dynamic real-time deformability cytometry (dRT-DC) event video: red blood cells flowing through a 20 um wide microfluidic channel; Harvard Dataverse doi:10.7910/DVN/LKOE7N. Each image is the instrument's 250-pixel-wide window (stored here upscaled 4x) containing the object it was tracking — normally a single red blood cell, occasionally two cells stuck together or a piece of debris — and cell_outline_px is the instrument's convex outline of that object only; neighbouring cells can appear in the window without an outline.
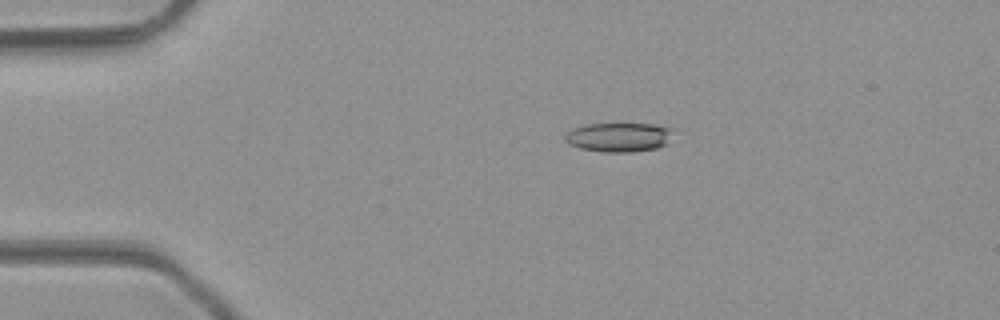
{"species": "common noctule bat (a hibernating species)", "species_latin": "Nyctalus noctula", "temperature_condition": "room temperature", "stored_images_in_passage": 39, "camera_frame_rate_fps": 3000, "um_per_image_px": 0.085, "animal": {"sex": "male", "body_mass_g": 23.1, "forearm_length_mm": 52.7}, "frame": {"image": 1, "passage_image": 1, "time_ms": 0.0, "image_size_px": [1000, 320], "cell_outline_px": [[676, 128], [668, 144], [656, 148], [632, 152], [604, 152], [580, 148], [568, 144], [564, 140], [564, 136], [572, 128], [588, 124], [652, 124]], "centroid_in_image_um": [52.65, 11.66], "position_along_channel_um": 32.4, "area_um2": 18.67}}
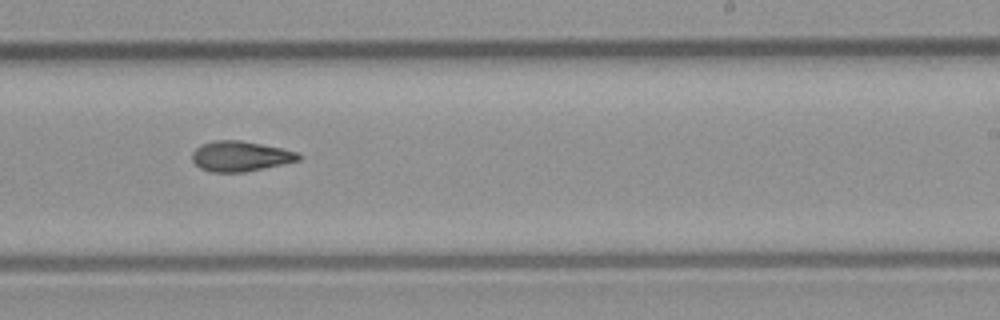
{"frame": {"image": 2, "passage_image": 21, "time_ms": 6.667, "image_size_px": [1000, 320], "cell_outline_px": [[300, 160], [244, 172], [212, 172], [200, 168], [192, 160], [192, 152], [200, 144], [216, 140], [240, 140], [280, 148], [296, 152], [300, 156]], "centroid_in_image_um": [20.38, 13.28], "position_along_channel_um": 268.6, "area_um2": 18.5}}
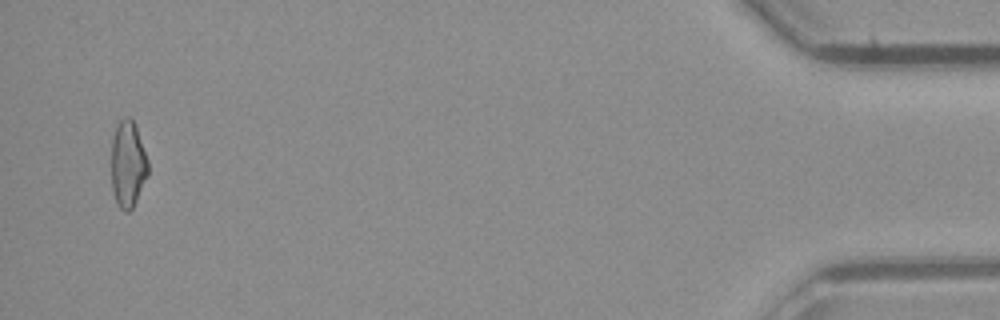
{"frame": {"image": 3, "passage_image": 38, "time_ms": 12.333, "image_size_px": [1000, 320], "cell_outline_px": [[148, 176], [132, 208], [128, 212], [124, 212], [116, 204], [112, 188], [112, 140], [116, 128], [120, 120], [124, 116], [128, 116], [132, 120], [136, 128], [148, 160]], "centroid_in_image_um": [10.87, 13.99], "position_along_channel_um": 424.3, "area_um2": 18.38}, "authors_computed_cell_mechanics": {"area_um2": 18.7272, "velocity_mm_per_s": 4.3117, "shape_relaxation_time_tau1_ms": null, "shape_relaxation_time_tau2_ms": 4.4129, "deformation_change_tau1": null, "deformation_change_tau2": 0.1345}}